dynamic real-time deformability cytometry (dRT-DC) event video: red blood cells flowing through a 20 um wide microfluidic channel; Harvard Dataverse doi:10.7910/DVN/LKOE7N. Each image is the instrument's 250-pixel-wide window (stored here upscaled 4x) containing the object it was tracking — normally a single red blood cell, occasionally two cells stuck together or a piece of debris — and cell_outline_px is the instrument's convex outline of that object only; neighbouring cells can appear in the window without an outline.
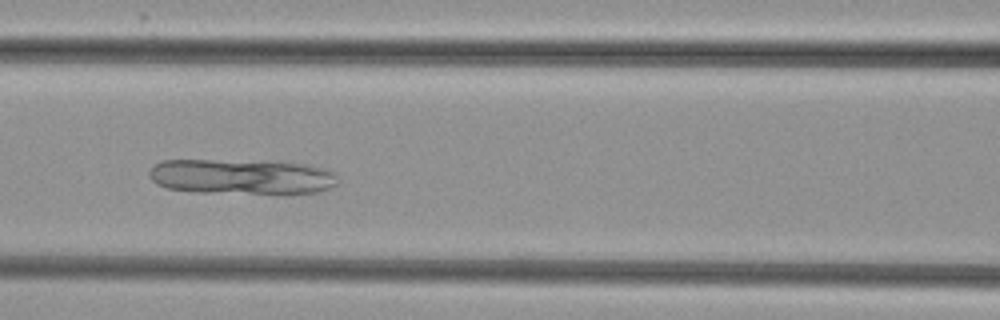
{"species": "common noctule bat (a hibernating species)", "species_latin": "Nyctalus noctula", "temperature_condition": "cold", "stored_images_in_passage": 7, "camera_frame_rate_fps": 3000, "um_per_image_px": 0.085, "animal": {"sex": "female", "body_mass_g": 29.2, "forearm_length_mm": 56.3}, "frame": {"image": 1, "passage_image": 5, "time_ms": 5.667, "image_size_px": [1000, 320], "cell_outline_px": [[340, 180], [336, 184], [328, 188], [316, 192], [196, 192], [168, 188], [156, 184], [148, 176], [148, 172], [152, 164], [164, 160], [264, 160], [304, 164], [324, 168], [336, 172]], "centroid_in_image_um": [20.5, 14.98], "position_along_channel_um": 146.1, "area_um2": 38.78}}
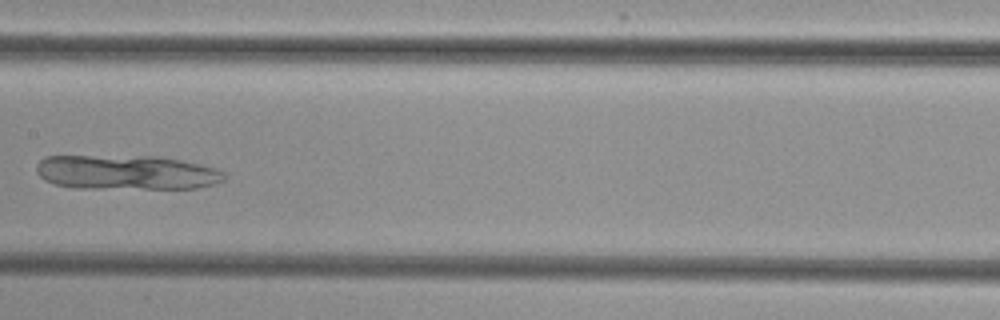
{"frame": {"image": 2, "passage_image": 6, "time_ms": 7.0, "image_size_px": [1000, 320], "cell_outline_px": [[224, 180], [216, 184], [196, 188], [72, 188], [52, 184], [44, 180], [36, 172], [36, 164], [44, 156], [160, 156], [200, 164], [216, 168], [224, 172]], "centroid_in_image_um": [10.71, 14.65], "position_along_channel_um": 196.7, "area_um2": 38.15}}
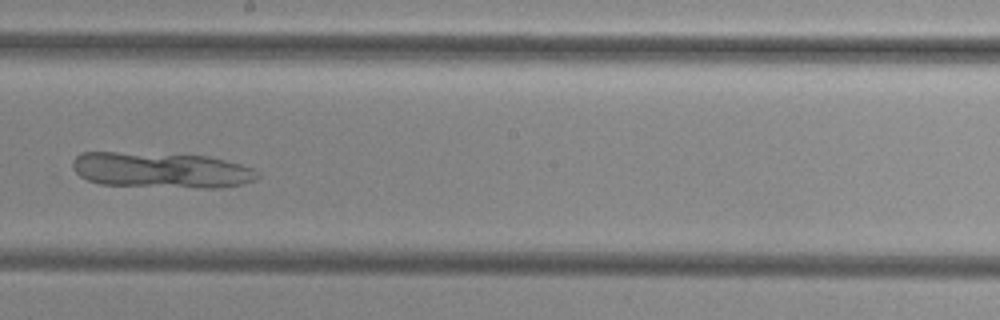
{"frame": {"image": 3, "passage_image": 7, "time_ms": 8.0, "image_size_px": [1000, 320], "cell_outline_px": [[260, 176], [256, 180], [240, 184], [220, 188], [204, 188], [100, 184], [88, 180], [80, 176], [72, 168], [72, 160], [80, 152], [116, 152], [208, 156], [240, 164], [252, 168], [260, 172]], "centroid_in_image_um": [13.7, 14.46], "position_along_channel_um": 234.5, "area_um2": 38.44}}